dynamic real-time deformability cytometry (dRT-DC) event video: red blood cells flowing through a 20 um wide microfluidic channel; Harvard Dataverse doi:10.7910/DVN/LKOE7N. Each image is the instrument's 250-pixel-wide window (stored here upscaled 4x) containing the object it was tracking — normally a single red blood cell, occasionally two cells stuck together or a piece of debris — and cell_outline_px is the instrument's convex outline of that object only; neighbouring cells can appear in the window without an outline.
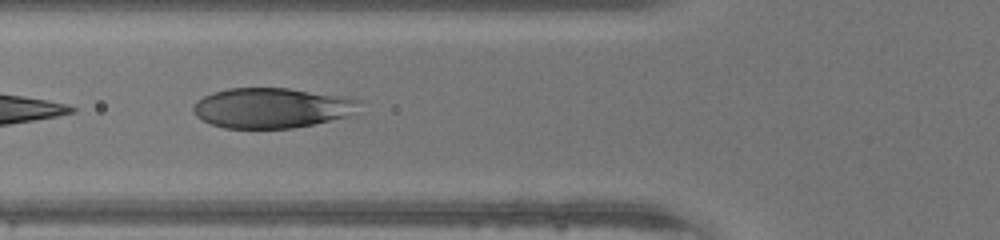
{"species": "human", "species_latin": "Homo sapiens", "temperature_condition": "warm", "stored_images_in_passage": 19, "camera_frame_rate_fps": 3000, "um_per_image_px": 0.085, "donor": {"sex": "male"}, "frame": {"image": 1, "passage_image": 17, "time_ms": 5.333, "image_size_px": [1000, 240], "cell_outline_px": [[360, 100], [352, 116], [292, 128], [224, 128], [212, 124], [196, 116], [192, 112], [192, 108], [204, 96], [228, 88], [288, 88], [348, 96]], "centroid_in_image_um": [23.14, 9.17], "position_along_channel_um": 102.7, "area_um2": 38.78}}